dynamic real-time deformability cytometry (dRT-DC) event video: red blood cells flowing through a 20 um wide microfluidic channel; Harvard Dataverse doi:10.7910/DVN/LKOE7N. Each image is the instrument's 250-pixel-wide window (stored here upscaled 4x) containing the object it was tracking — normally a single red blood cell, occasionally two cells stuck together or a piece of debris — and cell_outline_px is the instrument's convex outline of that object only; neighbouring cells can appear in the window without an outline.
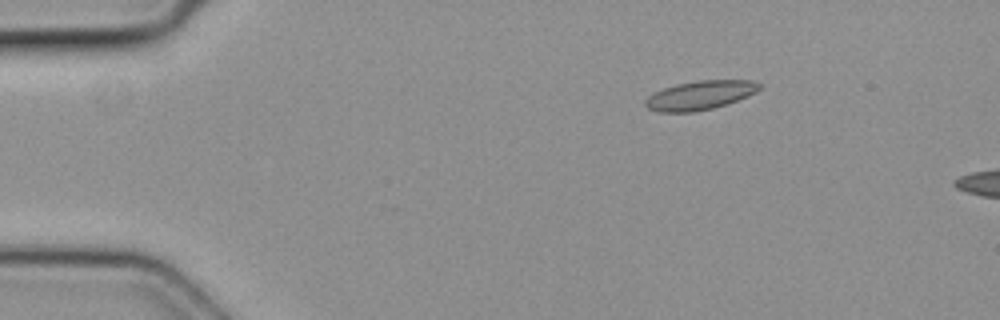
{"species": "common noctule bat (a hibernating species)", "species_latin": "Nyctalus noctula", "temperature_condition": "cold", "stored_images_in_passage": 5, "camera_frame_rate_fps": 3000, "um_per_image_px": 0.085, "animal": {"sex": "female", "body_mass_g": 19.3, "forearm_length_mm": 54.1}, "frame": {"image": 1, "passage_image": 3, "time_ms": 0.667, "image_size_px": [1000, 320], "cell_outline_px": [[764, 84], [756, 92], [748, 96], [712, 108], [692, 112], [656, 112], [648, 108], [644, 104], [644, 100], [648, 96], [664, 88], [676, 84], [696, 80], [752, 80]], "centroid_in_image_um": [59.5, 8.08], "position_along_channel_um": 25.5, "area_um2": 19.25}}